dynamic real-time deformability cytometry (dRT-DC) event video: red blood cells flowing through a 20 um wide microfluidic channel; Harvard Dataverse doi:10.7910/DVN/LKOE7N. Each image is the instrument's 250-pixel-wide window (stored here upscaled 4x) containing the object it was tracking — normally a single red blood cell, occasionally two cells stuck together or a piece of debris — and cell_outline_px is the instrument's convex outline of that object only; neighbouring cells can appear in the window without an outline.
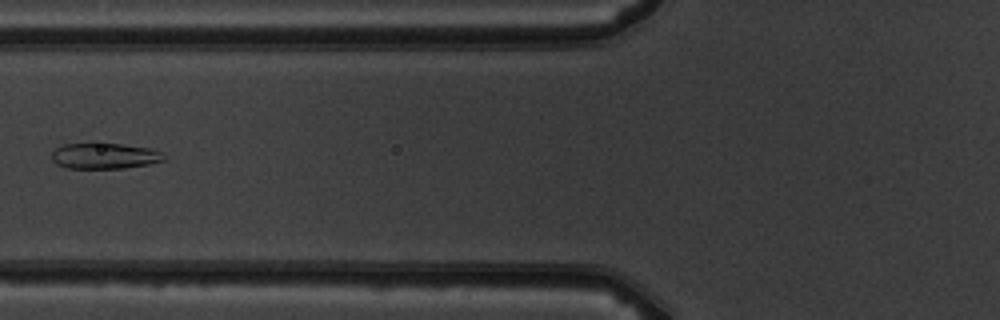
{"species": "common noctule bat (a hibernating species)", "species_latin": "Nyctalus noctula", "temperature_condition": "warm", "stored_images_in_passage": 7, "camera_frame_rate_fps": 3000, "um_per_image_px": 0.085, "animal": {"sex": "male", "body_mass_g": 19.5, "forearm_length_mm": 54.6}, "frame": {"image": 1, "passage_image": 6, "time_ms": 6.667, "image_size_px": [1000, 320], "cell_outline_px": [[168, 160], [148, 164], [124, 168], [68, 168], [56, 164], [52, 160], [52, 152], [56, 148], [64, 144], [92, 140], [148, 148], [160, 152]], "centroid_in_image_um": [8.83, 13.21], "position_along_channel_um": 117.0, "area_um2": 17.46}}